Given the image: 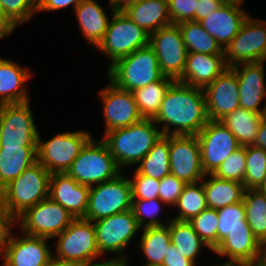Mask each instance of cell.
Here are the masks:
<instances>
[{
  "instance_id": "6da1fadb",
  "label": "cell",
  "mask_w": 266,
  "mask_h": 266,
  "mask_svg": "<svg viewBox=\"0 0 266 266\" xmlns=\"http://www.w3.org/2000/svg\"><path fill=\"white\" fill-rule=\"evenodd\" d=\"M153 121L165 123L161 129L164 136L197 135L209 121L203 89L175 81ZM171 127H175L173 132Z\"/></svg>"
},
{
  "instance_id": "7a4b0ae2",
  "label": "cell",
  "mask_w": 266,
  "mask_h": 266,
  "mask_svg": "<svg viewBox=\"0 0 266 266\" xmlns=\"http://www.w3.org/2000/svg\"><path fill=\"white\" fill-rule=\"evenodd\" d=\"M162 136L153 119L143 118L128 127L104 133L102 141L122 170V167L138 164Z\"/></svg>"
},
{
  "instance_id": "3957f363",
  "label": "cell",
  "mask_w": 266,
  "mask_h": 266,
  "mask_svg": "<svg viewBox=\"0 0 266 266\" xmlns=\"http://www.w3.org/2000/svg\"><path fill=\"white\" fill-rule=\"evenodd\" d=\"M51 173L35 162L0 191V207L13 221L27 209L49 198Z\"/></svg>"
},
{
  "instance_id": "277c9868",
  "label": "cell",
  "mask_w": 266,
  "mask_h": 266,
  "mask_svg": "<svg viewBox=\"0 0 266 266\" xmlns=\"http://www.w3.org/2000/svg\"><path fill=\"white\" fill-rule=\"evenodd\" d=\"M108 69L109 80L118 88L131 92L164 77L150 45L118 59Z\"/></svg>"
},
{
  "instance_id": "5b68a950",
  "label": "cell",
  "mask_w": 266,
  "mask_h": 266,
  "mask_svg": "<svg viewBox=\"0 0 266 266\" xmlns=\"http://www.w3.org/2000/svg\"><path fill=\"white\" fill-rule=\"evenodd\" d=\"M91 138L81 149L66 172L79 184L93 186L114 179L122 171L118 168L107 145Z\"/></svg>"
},
{
  "instance_id": "8992f818",
  "label": "cell",
  "mask_w": 266,
  "mask_h": 266,
  "mask_svg": "<svg viewBox=\"0 0 266 266\" xmlns=\"http://www.w3.org/2000/svg\"><path fill=\"white\" fill-rule=\"evenodd\" d=\"M96 185L90 186L88 207L84 219L94 222L131 209L130 178L120 173L114 179Z\"/></svg>"
},
{
  "instance_id": "52a82bcc",
  "label": "cell",
  "mask_w": 266,
  "mask_h": 266,
  "mask_svg": "<svg viewBox=\"0 0 266 266\" xmlns=\"http://www.w3.org/2000/svg\"><path fill=\"white\" fill-rule=\"evenodd\" d=\"M103 40L97 49L110 57L111 65L135 50L149 45L150 34L133 22L124 12L112 11Z\"/></svg>"
},
{
  "instance_id": "ba28073f",
  "label": "cell",
  "mask_w": 266,
  "mask_h": 266,
  "mask_svg": "<svg viewBox=\"0 0 266 266\" xmlns=\"http://www.w3.org/2000/svg\"><path fill=\"white\" fill-rule=\"evenodd\" d=\"M54 259L64 262L86 264L100 256L94 223L84 218L74 219L71 224L56 236Z\"/></svg>"
},
{
  "instance_id": "9c48e42d",
  "label": "cell",
  "mask_w": 266,
  "mask_h": 266,
  "mask_svg": "<svg viewBox=\"0 0 266 266\" xmlns=\"http://www.w3.org/2000/svg\"><path fill=\"white\" fill-rule=\"evenodd\" d=\"M92 137L87 131H73L58 134L48 140H37V162L51 174L66 173L81 149Z\"/></svg>"
},
{
  "instance_id": "30bf717a",
  "label": "cell",
  "mask_w": 266,
  "mask_h": 266,
  "mask_svg": "<svg viewBox=\"0 0 266 266\" xmlns=\"http://www.w3.org/2000/svg\"><path fill=\"white\" fill-rule=\"evenodd\" d=\"M250 17L248 15L239 33L224 48L228 68L243 63L266 61V22Z\"/></svg>"
},
{
  "instance_id": "8fae6325",
  "label": "cell",
  "mask_w": 266,
  "mask_h": 266,
  "mask_svg": "<svg viewBox=\"0 0 266 266\" xmlns=\"http://www.w3.org/2000/svg\"><path fill=\"white\" fill-rule=\"evenodd\" d=\"M74 219L59 203L47 198L27 209L15 223L21 221L22 234L51 239L63 232Z\"/></svg>"
},
{
  "instance_id": "7c38bea8",
  "label": "cell",
  "mask_w": 266,
  "mask_h": 266,
  "mask_svg": "<svg viewBox=\"0 0 266 266\" xmlns=\"http://www.w3.org/2000/svg\"><path fill=\"white\" fill-rule=\"evenodd\" d=\"M149 45L155 51L161 73L178 81L188 54L179 26L170 24L151 33Z\"/></svg>"
},
{
  "instance_id": "4fadbf2b",
  "label": "cell",
  "mask_w": 266,
  "mask_h": 266,
  "mask_svg": "<svg viewBox=\"0 0 266 266\" xmlns=\"http://www.w3.org/2000/svg\"><path fill=\"white\" fill-rule=\"evenodd\" d=\"M196 136L206 176L213 174L229 155L241 147L235 135L220 121L209 120Z\"/></svg>"
},
{
  "instance_id": "5bb4252c",
  "label": "cell",
  "mask_w": 266,
  "mask_h": 266,
  "mask_svg": "<svg viewBox=\"0 0 266 266\" xmlns=\"http://www.w3.org/2000/svg\"><path fill=\"white\" fill-rule=\"evenodd\" d=\"M99 254L113 252L121 259L124 249L132 240L140 226L132 210L101 218L93 222Z\"/></svg>"
},
{
  "instance_id": "9a60e30c",
  "label": "cell",
  "mask_w": 266,
  "mask_h": 266,
  "mask_svg": "<svg viewBox=\"0 0 266 266\" xmlns=\"http://www.w3.org/2000/svg\"><path fill=\"white\" fill-rule=\"evenodd\" d=\"M29 105V101L4 104L0 147H37L39 132Z\"/></svg>"
},
{
  "instance_id": "2e32d148",
  "label": "cell",
  "mask_w": 266,
  "mask_h": 266,
  "mask_svg": "<svg viewBox=\"0 0 266 266\" xmlns=\"http://www.w3.org/2000/svg\"><path fill=\"white\" fill-rule=\"evenodd\" d=\"M170 174L186 184L206 177L201 164V149L196 135H170Z\"/></svg>"
},
{
  "instance_id": "e0dca14e",
  "label": "cell",
  "mask_w": 266,
  "mask_h": 266,
  "mask_svg": "<svg viewBox=\"0 0 266 266\" xmlns=\"http://www.w3.org/2000/svg\"><path fill=\"white\" fill-rule=\"evenodd\" d=\"M203 92L209 120L220 121L240 107L238 78L232 68H227Z\"/></svg>"
},
{
  "instance_id": "ac0fdd59",
  "label": "cell",
  "mask_w": 266,
  "mask_h": 266,
  "mask_svg": "<svg viewBox=\"0 0 266 266\" xmlns=\"http://www.w3.org/2000/svg\"><path fill=\"white\" fill-rule=\"evenodd\" d=\"M100 96L103 101L105 133L128 127L143 119L131 91L120 89L110 81Z\"/></svg>"
},
{
  "instance_id": "d6986e66",
  "label": "cell",
  "mask_w": 266,
  "mask_h": 266,
  "mask_svg": "<svg viewBox=\"0 0 266 266\" xmlns=\"http://www.w3.org/2000/svg\"><path fill=\"white\" fill-rule=\"evenodd\" d=\"M10 231L2 266H49L53 254L48 248V238L23 234V238H14Z\"/></svg>"
},
{
  "instance_id": "ffe728a7",
  "label": "cell",
  "mask_w": 266,
  "mask_h": 266,
  "mask_svg": "<svg viewBox=\"0 0 266 266\" xmlns=\"http://www.w3.org/2000/svg\"><path fill=\"white\" fill-rule=\"evenodd\" d=\"M90 186L79 184L67 173H53L49 198L64 207L75 219L85 218Z\"/></svg>"
},
{
  "instance_id": "44dd1931",
  "label": "cell",
  "mask_w": 266,
  "mask_h": 266,
  "mask_svg": "<svg viewBox=\"0 0 266 266\" xmlns=\"http://www.w3.org/2000/svg\"><path fill=\"white\" fill-rule=\"evenodd\" d=\"M240 65H243L242 70L239 65L232 67L238 78L240 107L266 115V103L259 109L262 99L266 98L264 61Z\"/></svg>"
},
{
  "instance_id": "7402d4cb",
  "label": "cell",
  "mask_w": 266,
  "mask_h": 266,
  "mask_svg": "<svg viewBox=\"0 0 266 266\" xmlns=\"http://www.w3.org/2000/svg\"><path fill=\"white\" fill-rule=\"evenodd\" d=\"M247 17L248 14L243 11V8L241 9L240 5L223 3L219 9L200 20L199 23L222 48H225L239 33Z\"/></svg>"
},
{
  "instance_id": "603a6c76",
  "label": "cell",
  "mask_w": 266,
  "mask_h": 266,
  "mask_svg": "<svg viewBox=\"0 0 266 266\" xmlns=\"http://www.w3.org/2000/svg\"><path fill=\"white\" fill-rule=\"evenodd\" d=\"M227 68L224 55L190 52L187 54L182 77L178 82L203 89Z\"/></svg>"
},
{
  "instance_id": "cb8c5ba5",
  "label": "cell",
  "mask_w": 266,
  "mask_h": 266,
  "mask_svg": "<svg viewBox=\"0 0 266 266\" xmlns=\"http://www.w3.org/2000/svg\"><path fill=\"white\" fill-rule=\"evenodd\" d=\"M212 252L228 256V264L252 266L259 263L261 244L252 231L230 232Z\"/></svg>"
},
{
  "instance_id": "d4e9b609",
  "label": "cell",
  "mask_w": 266,
  "mask_h": 266,
  "mask_svg": "<svg viewBox=\"0 0 266 266\" xmlns=\"http://www.w3.org/2000/svg\"><path fill=\"white\" fill-rule=\"evenodd\" d=\"M30 77V70L0 57V102L12 104L29 101L24 84Z\"/></svg>"
},
{
  "instance_id": "484cf974",
  "label": "cell",
  "mask_w": 266,
  "mask_h": 266,
  "mask_svg": "<svg viewBox=\"0 0 266 266\" xmlns=\"http://www.w3.org/2000/svg\"><path fill=\"white\" fill-rule=\"evenodd\" d=\"M37 162V147H0V191Z\"/></svg>"
},
{
  "instance_id": "4316f807",
  "label": "cell",
  "mask_w": 266,
  "mask_h": 266,
  "mask_svg": "<svg viewBox=\"0 0 266 266\" xmlns=\"http://www.w3.org/2000/svg\"><path fill=\"white\" fill-rule=\"evenodd\" d=\"M124 13L148 34L172 24L167 0H144L128 7Z\"/></svg>"
},
{
  "instance_id": "83f0119b",
  "label": "cell",
  "mask_w": 266,
  "mask_h": 266,
  "mask_svg": "<svg viewBox=\"0 0 266 266\" xmlns=\"http://www.w3.org/2000/svg\"><path fill=\"white\" fill-rule=\"evenodd\" d=\"M74 11L86 41L97 47L109 23L106 12L94 0H82Z\"/></svg>"
},
{
  "instance_id": "f1b7e54d",
  "label": "cell",
  "mask_w": 266,
  "mask_h": 266,
  "mask_svg": "<svg viewBox=\"0 0 266 266\" xmlns=\"http://www.w3.org/2000/svg\"><path fill=\"white\" fill-rule=\"evenodd\" d=\"M209 180L202 179L207 207L218 210L242 202L246 188L237 181L221 179L208 174Z\"/></svg>"
},
{
  "instance_id": "f546056e",
  "label": "cell",
  "mask_w": 266,
  "mask_h": 266,
  "mask_svg": "<svg viewBox=\"0 0 266 266\" xmlns=\"http://www.w3.org/2000/svg\"><path fill=\"white\" fill-rule=\"evenodd\" d=\"M263 115L255 113L242 107L236 108L233 112L220 120L236 137L240 146L253 145Z\"/></svg>"
},
{
  "instance_id": "4dcf8cb0",
  "label": "cell",
  "mask_w": 266,
  "mask_h": 266,
  "mask_svg": "<svg viewBox=\"0 0 266 266\" xmlns=\"http://www.w3.org/2000/svg\"><path fill=\"white\" fill-rule=\"evenodd\" d=\"M139 244L147 260L145 266H162L171 244L169 226L144 228Z\"/></svg>"
},
{
  "instance_id": "1f68e13d",
  "label": "cell",
  "mask_w": 266,
  "mask_h": 266,
  "mask_svg": "<svg viewBox=\"0 0 266 266\" xmlns=\"http://www.w3.org/2000/svg\"><path fill=\"white\" fill-rule=\"evenodd\" d=\"M174 82V79L164 76L160 81L132 91L139 113L143 118L153 119L157 115L167 90Z\"/></svg>"
},
{
  "instance_id": "d6a6232c",
  "label": "cell",
  "mask_w": 266,
  "mask_h": 266,
  "mask_svg": "<svg viewBox=\"0 0 266 266\" xmlns=\"http://www.w3.org/2000/svg\"><path fill=\"white\" fill-rule=\"evenodd\" d=\"M177 25L188 53L224 55V48L213 36L206 32L199 22L185 21Z\"/></svg>"
},
{
  "instance_id": "836d02e7",
  "label": "cell",
  "mask_w": 266,
  "mask_h": 266,
  "mask_svg": "<svg viewBox=\"0 0 266 266\" xmlns=\"http://www.w3.org/2000/svg\"><path fill=\"white\" fill-rule=\"evenodd\" d=\"M170 135L162 136L138 163L136 171L142 175L161 180L170 174Z\"/></svg>"
},
{
  "instance_id": "e575fe53",
  "label": "cell",
  "mask_w": 266,
  "mask_h": 266,
  "mask_svg": "<svg viewBox=\"0 0 266 266\" xmlns=\"http://www.w3.org/2000/svg\"><path fill=\"white\" fill-rule=\"evenodd\" d=\"M167 225L169 226L171 243L178 248L184 257L195 263L201 247L206 246L207 248L208 245L194 231L188 221L170 219Z\"/></svg>"
},
{
  "instance_id": "d590c367",
  "label": "cell",
  "mask_w": 266,
  "mask_h": 266,
  "mask_svg": "<svg viewBox=\"0 0 266 266\" xmlns=\"http://www.w3.org/2000/svg\"><path fill=\"white\" fill-rule=\"evenodd\" d=\"M246 221L260 244L266 242V194L259 189H247L244 194Z\"/></svg>"
},
{
  "instance_id": "8d00e7d4",
  "label": "cell",
  "mask_w": 266,
  "mask_h": 266,
  "mask_svg": "<svg viewBox=\"0 0 266 266\" xmlns=\"http://www.w3.org/2000/svg\"><path fill=\"white\" fill-rule=\"evenodd\" d=\"M179 214L173 218L179 221H189L207 208L206 194L203 183L187 184L174 205Z\"/></svg>"
},
{
  "instance_id": "74e56055",
  "label": "cell",
  "mask_w": 266,
  "mask_h": 266,
  "mask_svg": "<svg viewBox=\"0 0 266 266\" xmlns=\"http://www.w3.org/2000/svg\"><path fill=\"white\" fill-rule=\"evenodd\" d=\"M217 246L230 232L252 231L246 221L245 207L242 202L218 209Z\"/></svg>"
},
{
  "instance_id": "f35d334b",
  "label": "cell",
  "mask_w": 266,
  "mask_h": 266,
  "mask_svg": "<svg viewBox=\"0 0 266 266\" xmlns=\"http://www.w3.org/2000/svg\"><path fill=\"white\" fill-rule=\"evenodd\" d=\"M266 174V150L254 145L246 146V171L244 186L247 189H258Z\"/></svg>"
},
{
  "instance_id": "ab89813d",
  "label": "cell",
  "mask_w": 266,
  "mask_h": 266,
  "mask_svg": "<svg viewBox=\"0 0 266 266\" xmlns=\"http://www.w3.org/2000/svg\"><path fill=\"white\" fill-rule=\"evenodd\" d=\"M218 219L217 210L207 207L188 221L212 251L217 247Z\"/></svg>"
},
{
  "instance_id": "60d3db41",
  "label": "cell",
  "mask_w": 266,
  "mask_h": 266,
  "mask_svg": "<svg viewBox=\"0 0 266 266\" xmlns=\"http://www.w3.org/2000/svg\"><path fill=\"white\" fill-rule=\"evenodd\" d=\"M245 171L246 146H241L220 164L213 175L221 179L237 181L243 184Z\"/></svg>"
},
{
  "instance_id": "b9f144b4",
  "label": "cell",
  "mask_w": 266,
  "mask_h": 266,
  "mask_svg": "<svg viewBox=\"0 0 266 266\" xmlns=\"http://www.w3.org/2000/svg\"><path fill=\"white\" fill-rule=\"evenodd\" d=\"M161 203L163 202L160 199H132L131 210L140 228L142 227L144 229L167 225V223L165 224L155 217L160 211ZM147 218H150L148 222L145 221Z\"/></svg>"
},
{
  "instance_id": "7bdbcfd3",
  "label": "cell",
  "mask_w": 266,
  "mask_h": 266,
  "mask_svg": "<svg viewBox=\"0 0 266 266\" xmlns=\"http://www.w3.org/2000/svg\"><path fill=\"white\" fill-rule=\"evenodd\" d=\"M6 16L17 26L28 22L37 11V0H0Z\"/></svg>"
},
{
  "instance_id": "ee69618b",
  "label": "cell",
  "mask_w": 266,
  "mask_h": 266,
  "mask_svg": "<svg viewBox=\"0 0 266 266\" xmlns=\"http://www.w3.org/2000/svg\"><path fill=\"white\" fill-rule=\"evenodd\" d=\"M132 199H159L160 180L142 175L135 170L133 179H130Z\"/></svg>"
},
{
  "instance_id": "f6af8a7d",
  "label": "cell",
  "mask_w": 266,
  "mask_h": 266,
  "mask_svg": "<svg viewBox=\"0 0 266 266\" xmlns=\"http://www.w3.org/2000/svg\"><path fill=\"white\" fill-rule=\"evenodd\" d=\"M168 13L172 24L195 21L198 0H167Z\"/></svg>"
},
{
  "instance_id": "bcb514c9",
  "label": "cell",
  "mask_w": 266,
  "mask_h": 266,
  "mask_svg": "<svg viewBox=\"0 0 266 266\" xmlns=\"http://www.w3.org/2000/svg\"><path fill=\"white\" fill-rule=\"evenodd\" d=\"M186 185L184 181L179 180L172 174L165 176L160 180L159 199L163 204L174 206Z\"/></svg>"
},
{
  "instance_id": "7dc6e473",
  "label": "cell",
  "mask_w": 266,
  "mask_h": 266,
  "mask_svg": "<svg viewBox=\"0 0 266 266\" xmlns=\"http://www.w3.org/2000/svg\"><path fill=\"white\" fill-rule=\"evenodd\" d=\"M162 266H196L193 261L184 255L172 243L168 246V252L164 256Z\"/></svg>"
},
{
  "instance_id": "c3c4849f",
  "label": "cell",
  "mask_w": 266,
  "mask_h": 266,
  "mask_svg": "<svg viewBox=\"0 0 266 266\" xmlns=\"http://www.w3.org/2000/svg\"><path fill=\"white\" fill-rule=\"evenodd\" d=\"M223 3L224 2L222 0H198L195 11V21L199 22L204 19L213 13V11L219 9Z\"/></svg>"
},
{
  "instance_id": "681fc988",
  "label": "cell",
  "mask_w": 266,
  "mask_h": 266,
  "mask_svg": "<svg viewBox=\"0 0 266 266\" xmlns=\"http://www.w3.org/2000/svg\"><path fill=\"white\" fill-rule=\"evenodd\" d=\"M15 224L14 221L6 215V213L0 207V258L2 259L7 237L12 230V225Z\"/></svg>"
},
{
  "instance_id": "f907efd6",
  "label": "cell",
  "mask_w": 266,
  "mask_h": 266,
  "mask_svg": "<svg viewBox=\"0 0 266 266\" xmlns=\"http://www.w3.org/2000/svg\"><path fill=\"white\" fill-rule=\"evenodd\" d=\"M81 1L82 0H37V11H55L71 4H73L75 9Z\"/></svg>"
},
{
  "instance_id": "816d5d0a",
  "label": "cell",
  "mask_w": 266,
  "mask_h": 266,
  "mask_svg": "<svg viewBox=\"0 0 266 266\" xmlns=\"http://www.w3.org/2000/svg\"><path fill=\"white\" fill-rule=\"evenodd\" d=\"M15 28L16 25L6 16L0 4V39L11 34Z\"/></svg>"
},
{
  "instance_id": "f5cc1de1",
  "label": "cell",
  "mask_w": 266,
  "mask_h": 266,
  "mask_svg": "<svg viewBox=\"0 0 266 266\" xmlns=\"http://www.w3.org/2000/svg\"><path fill=\"white\" fill-rule=\"evenodd\" d=\"M253 145L266 150V115H263L261 119L258 134Z\"/></svg>"
},
{
  "instance_id": "db71d44e",
  "label": "cell",
  "mask_w": 266,
  "mask_h": 266,
  "mask_svg": "<svg viewBox=\"0 0 266 266\" xmlns=\"http://www.w3.org/2000/svg\"><path fill=\"white\" fill-rule=\"evenodd\" d=\"M144 0H110V7L114 12H124L128 7Z\"/></svg>"
},
{
  "instance_id": "11a10c76",
  "label": "cell",
  "mask_w": 266,
  "mask_h": 266,
  "mask_svg": "<svg viewBox=\"0 0 266 266\" xmlns=\"http://www.w3.org/2000/svg\"><path fill=\"white\" fill-rule=\"evenodd\" d=\"M91 261L89 263L83 264L82 266H128L127 265V260L126 259H121L120 257L117 256V258L109 259L104 262H96Z\"/></svg>"
},
{
  "instance_id": "9f6ffc18",
  "label": "cell",
  "mask_w": 266,
  "mask_h": 266,
  "mask_svg": "<svg viewBox=\"0 0 266 266\" xmlns=\"http://www.w3.org/2000/svg\"><path fill=\"white\" fill-rule=\"evenodd\" d=\"M82 265L83 264H80L77 262H64V261H59V260L53 258V260L49 266H82Z\"/></svg>"
},
{
  "instance_id": "6f0895ef",
  "label": "cell",
  "mask_w": 266,
  "mask_h": 266,
  "mask_svg": "<svg viewBox=\"0 0 266 266\" xmlns=\"http://www.w3.org/2000/svg\"><path fill=\"white\" fill-rule=\"evenodd\" d=\"M261 266H266V242L261 244V256L259 260Z\"/></svg>"
},
{
  "instance_id": "680465c9",
  "label": "cell",
  "mask_w": 266,
  "mask_h": 266,
  "mask_svg": "<svg viewBox=\"0 0 266 266\" xmlns=\"http://www.w3.org/2000/svg\"><path fill=\"white\" fill-rule=\"evenodd\" d=\"M3 112H4V103L0 102V134H1Z\"/></svg>"
},
{
  "instance_id": "91938a15",
  "label": "cell",
  "mask_w": 266,
  "mask_h": 266,
  "mask_svg": "<svg viewBox=\"0 0 266 266\" xmlns=\"http://www.w3.org/2000/svg\"><path fill=\"white\" fill-rule=\"evenodd\" d=\"M258 189L264 194H266V174H265V178H264L262 185Z\"/></svg>"
},
{
  "instance_id": "94428289",
  "label": "cell",
  "mask_w": 266,
  "mask_h": 266,
  "mask_svg": "<svg viewBox=\"0 0 266 266\" xmlns=\"http://www.w3.org/2000/svg\"><path fill=\"white\" fill-rule=\"evenodd\" d=\"M224 3L242 4L243 0H222Z\"/></svg>"
},
{
  "instance_id": "6125c7cd",
  "label": "cell",
  "mask_w": 266,
  "mask_h": 266,
  "mask_svg": "<svg viewBox=\"0 0 266 266\" xmlns=\"http://www.w3.org/2000/svg\"><path fill=\"white\" fill-rule=\"evenodd\" d=\"M220 266H237V265H233V264L224 263V264H222V265H220Z\"/></svg>"
},
{
  "instance_id": "be15d7a7",
  "label": "cell",
  "mask_w": 266,
  "mask_h": 266,
  "mask_svg": "<svg viewBox=\"0 0 266 266\" xmlns=\"http://www.w3.org/2000/svg\"><path fill=\"white\" fill-rule=\"evenodd\" d=\"M252 266H261L259 263H256V264H254V265H252Z\"/></svg>"
}]
</instances>
